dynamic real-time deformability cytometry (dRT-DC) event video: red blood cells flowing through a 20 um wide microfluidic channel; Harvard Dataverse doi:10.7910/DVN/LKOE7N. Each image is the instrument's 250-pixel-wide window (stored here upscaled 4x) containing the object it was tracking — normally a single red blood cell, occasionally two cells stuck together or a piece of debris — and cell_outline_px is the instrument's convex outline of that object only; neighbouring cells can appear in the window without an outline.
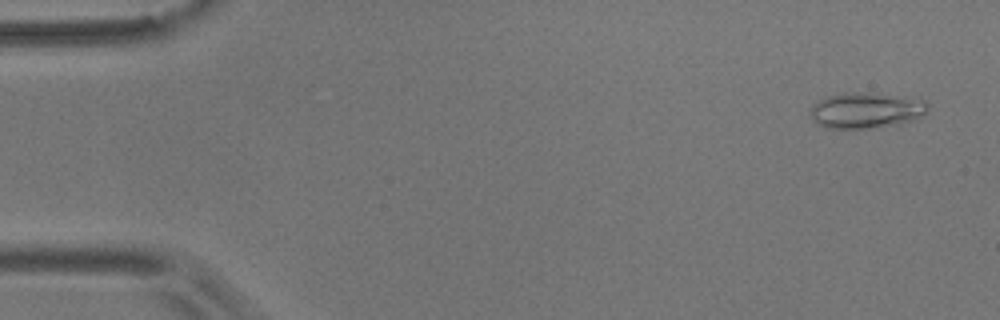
{"species": "common noctule bat (a hibernating species)", "species_latin": "Nyctalus noctula", "temperature_condition": "room temperature", "stored_images_in_passage": 14, "camera_frame_rate_fps": 3000, "um_per_image_px": 0.085, "animal": {"sex": "male", "body_mass_g": 17.9}, "frame": {"image": 1, "passage_image": 3, "time_ms": 0.667, "image_size_px": [1000, 320], "cell_outline_px": [[928, 108], [924, 112], [912, 120], [900, 124], [868, 128], [824, 128], [816, 124], [812, 120], [808, 112], [808, 108], [812, 104], [824, 96], [844, 92], [876, 92], [920, 96], [928, 104]], "centroid_in_image_um": [73.59, 9.33], "position_along_channel_um": 11.4, "area_um2": 25.55}}